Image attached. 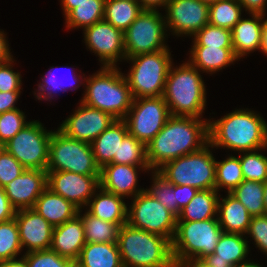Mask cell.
Returning a JSON list of instances; mask_svg holds the SVG:
<instances>
[{
	"mask_svg": "<svg viewBox=\"0 0 267 267\" xmlns=\"http://www.w3.org/2000/svg\"><path fill=\"white\" fill-rule=\"evenodd\" d=\"M247 235L252 237L256 247L267 255V214L251 218Z\"/></svg>",
	"mask_w": 267,
	"mask_h": 267,
	"instance_id": "obj_47",
	"label": "cell"
},
{
	"mask_svg": "<svg viewBox=\"0 0 267 267\" xmlns=\"http://www.w3.org/2000/svg\"><path fill=\"white\" fill-rule=\"evenodd\" d=\"M190 53L188 61L200 72L211 75L238 60L233 48L192 46Z\"/></svg>",
	"mask_w": 267,
	"mask_h": 267,
	"instance_id": "obj_28",
	"label": "cell"
},
{
	"mask_svg": "<svg viewBox=\"0 0 267 267\" xmlns=\"http://www.w3.org/2000/svg\"><path fill=\"white\" fill-rule=\"evenodd\" d=\"M143 10L139 1L106 0L103 19L124 32Z\"/></svg>",
	"mask_w": 267,
	"mask_h": 267,
	"instance_id": "obj_32",
	"label": "cell"
},
{
	"mask_svg": "<svg viewBox=\"0 0 267 267\" xmlns=\"http://www.w3.org/2000/svg\"><path fill=\"white\" fill-rule=\"evenodd\" d=\"M199 190L191 186L174 185V194L178 203V215Z\"/></svg>",
	"mask_w": 267,
	"mask_h": 267,
	"instance_id": "obj_48",
	"label": "cell"
},
{
	"mask_svg": "<svg viewBox=\"0 0 267 267\" xmlns=\"http://www.w3.org/2000/svg\"><path fill=\"white\" fill-rule=\"evenodd\" d=\"M144 10H157L165 8L170 0H138Z\"/></svg>",
	"mask_w": 267,
	"mask_h": 267,
	"instance_id": "obj_53",
	"label": "cell"
},
{
	"mask_svg": "<svg viewBox=\"0 0 267 267\" xmlns=\"http://www.w3.org/2000/svg\"><path fill=\"white\" fill-rule=\"evenodd\" d=\"M218 191L199 190L192 200L181 210L177 221H203L217 217ZM216 216V217H215Z\"/></svg>",
	"mask_w": 267,
	"mask_h": 267,
	"instance_id": "obj_30",
	"label": "cell"
},
{
	"mask_svg": "<svg viewBox=\"0 0 267 267\" xmlns=\"http://www.w3.org/2000/svg\"><path fill=\"white\" fill-rule=\"evenodd\" d=\"M59 68L60 67H58V66L57 67L52 66V67H50L48 74H45L44 77L43 76L41 77L42 82L41 81L39 82V84L37 85L38 89L34 92V95L38 100L50 101L54 98L53 96L56 95L60 91L67 92L68 89L69 90H77L81 84H83V86H84V83H82V81H85V78H83V76L86 77L85 74L82 75V77H81V75H78V74L76 75L75 73H77V72H75V68H71V71H73V72H72V74L68 73L69 77L68 78L66 77L67 79H64L62 76H61L62 78L60 77V79H59V78H57L58 76H56V74L54 73L55 69H59ZM61 68L60 69L63 70L65 67L62 66ZM65 80H66V82H65ZM79 81H81V82H79ZM67 82L69 84H66ZM74 84H76L75 87H73Z\"/></svg>",
	"mask_w": 267,
	"mask_h": 267,
	"instance_id": "obj_31",
	"label": "cell"
},
{
	"mask_svg": "<svg viewBox=\"0 0 267 267\" xmlns=\"http://www.w3.org/2000/svg\"><path fill=\"white\" fill-rule=\"evenodd\" d=\"M4 145L0 143V153L3 151Z\"/></svg>",
	"mask_w": 267,
	"mask_h": 267,
	"instance_id": "obj_62",
	"label": "cell"
},
{
	"mask_svg": "<svg viewBox=\"0 0 267 267\" xmlns=\"http://www.w3.org/2000/svg\"><path fill=\"white\" fill-rule=\"evenodd\" d=\"M117 245L123 266L127 267H176L172 242L155 233L120 226Z\"/></svg>",
	"mask_w": 267,
	"mask_h": 267,
	"instance_id": "obj_3",
	"label": "cell"
},
{
	"mask_svg": "<svg viewBox=\"0 0 267 267\" xmlns=\"http://www.w3.org/2000/svg\"><path fill=\"white\" fill-rule=\"evenodd\" d=\"M46 171H68L86 176H100L91 144L65 136L58 129L49 142Z\"/></svg>",
	"mask_w": 267,
	"mask_h": 267,
	"instance_id": "obj_9",
	"label": "cell"
},
{
	"mask_svg": "<svg viewBox=\"0 0 267 267\" xmlns=\"http://www.w3.org/2000/svg\"><path fill=\"white\" fill-rule=\"evenodd\" d=\"M24 254L23 257L28 267H70L74 262L51 249L25 252Z\"/></svg>",
	"mask_w": 267,
	"mask_h": 267,
	"instance_id": "obj_44",
	"label": "cell"
},
{
	"mask_svg": "<svg viewBox=\"0 0 267 267\" xmlns=\"http://www.w3.org/2000/svg\"><path fill=\"white\" fill-rule=\"evenodd\" d=\"M263 201H264V205H265V211H266V214H267V181L264 183Z\"/></svg>",
	"mask_w": 267,
	"mask_h": 267,
	"instance_id": "obj_59",
	"label": "cell"
},
{
	"mask_svg": "<svg viewBox=\"0 0 267 267\" xmlns=\"http://www.w3.org/2000/svg\"><path fill=\"white\" fill-rule=\"evenodd\" d=\"M201 1L203 3H206V4L210 5V4L214 3V2H216L217 0H201Z\"/></svg>",
	"mask_w": 267,
	"mask_h": 267,
	"instance_id": "obj_60",
	"label": "cell"
},
{
	"mask_svg": "<svg viewBox=\"0 0 267 267\" xmlns=\"http://www.w3.org/2000/svg\"><path fill=\"white\" fill-rule=\"evenodd\" d=\"M231 194L245 206L252 217L266 215L263 182L243 180Z\"/></svg>",
	"mask_w": 267,
	"mask_h": 267,
	"instance_id": "obj_35",
	"label": "cell"
},
{
	"mask_svg": "<svg viewBox=\"0 0 267 267\" xmlns=\"http://www.w3.org/2000/svg\"><path fill=\"white\" fill-rule=\"evenodd\" d=\"M82 211L83 209H80L77 215L82 220L86 242L117 243L120 228L117 224L99 219L87 210L82 214Z\"/></svg>",
	"mask_w": 267,
	"mask_h": 267,
	"instance_id": "obj_33",
	"label": "cell"
},
{
	"mask_svg": "<svg viewBox=\"0 0 267 267\" xmlns=\"http://www.w3.org/2000/svg\"><path fill=\"white\" fill-rule=\"evenodd\" d=\"M52 130L33 120L27 123L4 148L14 156L25 169L46 170L48 164L49 142Z\"/></svg>",
	"mask_w": 267,
	"mask_h": 267,
	"instance_id": "obj_11",
	"label": "cell"
},
{
	"mask_svg": "<svg viewBox=\"0 0 267 267\" xmlns=\"http://www.w3.org/2000/svg\"><path fill=\"white\" fill-rule=\"evenodd\" d=\"M239 233L223 232L215 252L203 257L199 263L204 267H233L245 263L249 254L248 237Z\"/></svg>",
	"mask_w": 267,
	"mask_h": 267,
	"instance_id": "obj_21",
	"label": "cell"
},
{
	"mask_svg": "<svg viewBox=\"0 0 267 267\" xmlns=\"http://www.w3.org/2000/svg\"><path fill=\"white\" fill-rule=\"evenodd\" d=\"M208 143L201 150L165 163L157 171L171 184L215 189L216 160Z\"/></svg>",
	"mask_w": 267,
	"mask_h": 267,
	"instance_id": "obj_8",
	"label": "cell"
},
{
	"mask_svg": "<svg viewBox=\"0 0 267 267\" xmlns=\"http://www.w3.org/2000/svg\"><path fill=\"white\" fill-rule=\"evenodd\" d=\"M172 63L163 98L173 116L202 118L206 106V87L200 71L189 61L180 66Z\"/></svg>",
	"mask_w": 267,
	"mask_h": 267,
	"instance_id": "obj_4",
	"label": "cell"
},
{
	"mask_svg": "<svg viewBox=\"0 0 267 267\" xmlns=\"http://www.w3.org/2000/svg\"><path fill=\"white\" fill-rule=\"evenodd\" d=\"M208 121L171 115L164 127L146 145V159L151 171L206 146L209 143Z\"/></svg>",
	"mask_w": 267,
	"mask_h": 267,
	"instance_id": "obj_1",
	"label": "cell"
},
{
	"mask_svg": "<svg viewBox=\"0 0 267 267\" xmlns=\"http://www.w3.org/2000/svg\"><path fill=\"white\" fill-rule=\"evenodd\" d=\"M127 134L128 129L125 121L123 119H116L92 141L93 154L100 168L110 163L114 157H118L119 146Z\"/></svg>",
	"mask_w": 267,
	"mask_h": 267,
	"instance_id": "obj_27",
	"label": "cell"
},
{
	"mask_svg": "<svg viewBox=\"0 0 267 267\" xmlns=\"http://www.w3.org/2000/svg\"><path fill=\"white\" fill-rule=\"evenodd\" d=\"M6 35L7 34H5L3 30H0V61H2L3 63L14 59L12 53L10 52V47L8 40L6 39Z\"/></svg>",
	"mask_w": 267,
	"mask_h": 267,
	"instance_id": "obj_52",
	"label": "cell"
},
{
	"mask_svg": "<svg viewBox=\"0 0 267 267\" xmlns=\"http://www.w3.org/2000/svg\"><path fill=\"white\" fill-rule=\"evenodd\" d=\"M220 195L218 200L217 218L225 233L246 235L252 216L245 206L231 193L225 198ZM221 201V202H220Z\"/></svg>",
	"mask_w": 267,
	"mask_h": 267,
	"instance_id": "obj_26",
	"label": "cell"
},
{
	"mask_svg": "<svg viewBox=\"0 0 267 267\" xmlns=\"http://www.w3.org/2000/svg\"><path fill=\"white\" fill-rule=\"evenodd\" d=\"M164 9L167 31L176 37H193L209 22V5L201 0H170Z\"/></svg>",
	"mask_w": 267,
	"mask_h": 267,
	"instance_id": "obj_15",
	"label": "cell"
},
{
	"mask_svg": "<svg viewBox=\"0 0 267 267\" xmlns=\"http://www.w3.org/2000/svg\"><path fill=\"white\" fill-rule=\"evenodd\" d=\"M151 172L153 173V184L149 189H144V191L178 217V203L174 194V185L157 170Z\"/></svg>",
	"mask_w": 267,
	"mask_h": 267,
	"instance_id": "obj_41",
	"label": "cell"
},
{
	"mask_svg": "<svg viewBox=\"0 0 267 267\" xmlns=\"http://www.w3.org/2000/svg\"><path fill=\"white\" fill-rule=\"evenodd\" d=\"M47 187L84 209L100 188V176H86L68 171H47ZM83 207V208H82Z\"/></svg>",
	"mask_w": 267,
	"mask_h": 267,
	"instance_id": "obj_17",
	"label": "cell"
},
{
	"mask_svg": "<svg viewBox=\"0 0 267 267\" xmlns=\"http://www.w3.org/2000/svg\"><path fill=\"white\" fill-rule=\"evenodd\" d=\"M125 60L132 64L124 77L134 99L163 96L168 71L173 63L168 48Z\"/></svg>",
	"mask_w": 267,
	"mask_h": 267,
	"instance_id": "obj_7",
	"label": "cell"
},
{
	"mask_svg": "<svg viewBox=\"0 0 267 267\" xmlns=\"http://www.w3.org/2000/svg\"><path fill=\"white\" fill-rule=\"evenodd\" d=\"M70 267H81L76 261H74Z\"/></svg>",
	"mask_w": 267,
	"mask_h": 267,
	"instance_id": "obj_61",
	"label": "cell"
},
{
	"mask_svg": "<svg viewBox=\"0 0 267 267\" xmlns=\"http://www.w3.org/2000/svg\"><path fill=\"white\" fill-rule=\"evenodd\" d=\"M76 262L81 267H123L117 243H88Z\"/></svg>",
	"mask_w": 267,
	"mask_h": 267,
	"instance_id": "obj_29",
	"label": "cell"
},
{
	"mask_svg": "<svg viewBox=\"0 0 267 267\" xmlns=\"http://www.w3.org/2000/svg\"><path fill=\"white\" fill-rule=\"evenodd\" d=\"M167 27L159 10H143L124 31L126 59L166 48Z\"/></svg>",
	"mask_w": 267,
	"mask_h": 267,
	"instance_id": "obj_10",
	"label": "cell"
},
{
	"mask_svg": "<svg viewBox=\"0 0 267 267\" xmlns=\"http://www.w3.org/2000/svg\"><path fill=\"white\" fill-rule=\"evenodd\" d=\"M244 11L238 0H217L209 5V24L232 30Z\"/></svg>",
	"mask_w": 267,
	"mask_h": 267,
	"instance_id": "obj_36",
	"label": "cell"
},
{
	"mask_svg": "<svg viewBox=\"0 0 267 267\" xmlns=\"http://www.w3.org/2000/svg\"><path fill=\"white\" fill-rule=\"evenodd\" d=\"M139 171H151L149 166H134L126 164H105L101 168L100 187L110 193L131 199L144 191L138 188Z\"/></svg>",
	"mask_w": 267,
	"mask_h": 267,
	"instance_id": "obj_20",
	"label": "cell"
},
{
	"mask_svg": "<svg viewBox=\"0 0 267 267\" xmlns=\"http://www.w3.org/2000/svg\"><path fill=\"white\" fill-rule=\"evenodd\" d=\"M244 180L239 157H227L223 161H216L215 190H227L231 193Z\"/></svg>",
	"mask_w": 267,
	"mask_h": 267,
	"instance_id": "obj_37",
	"label": "cell"
},
{
	"mask_svg": "<svg viewBox=\"0 0 267 267\" xmlns=\"http://www.w3.org/2000/svg\"><path fill=\"white\" fill-rule=\"evenodd\" d=\"M85 244L84 227L78 215L53 228L50 249L60 256L76 261Z\"/></svg>",
	"mask_w": 267,
	"mask_h": 267,
	"instance_id": "obj_22",
	"label": "cell"
},
{
	"mask_svg": "<svg viewBox=\"0 0 267 267\" xmlns=\"http://www.w3.org/2000/svg\"><path fill=\"white\" fill-rule=\"evenodd\" d=\"M119 67H104L85 78L86 87L80 100L85 105L124 119L132 106L133 96Z\"/></svg>",
	"mask_w": 267,
	"mask_h": 267,
	"instance_id": "obj_5",
	"label": "cell"
},
{
	"mask_svg": "<svg viewBox=\"0 0 267 267\" xmlns=\"http://www.w3.org/2000/svg\"><path fill=\"white\" fill-rule=\"evenodd\" d=\"M250 261L251 260H249L245 263H242V264L235 265L233 267H262V265H260L258 263L250 262Z\"/></svg>",
	"mask_w": 267,
	"mask_h": 267,
	"instance_id": "obj_58",
	"label": "cell"
},
{
	"mask_svg": "<svg viewBox=\"0 0 267 267\" xmlns=\"http://www.w3.org/2000/svg\"><path fill=\"white\" fill-rule=\"evenodd\" d=\"M46 187V170L26 169L4 189L11 206L17 211L33 208Z\"/></svg>",
	"mask_w": 267,
	"mask_h": 267,
	"instance_id": "obj_19",
	"label": "cell"
},
{
	"mask_svg": "<svg viewBox=\"0 0 267 267\" xmlns=\"http://www.w3.org/2000/svg\"><path fill=\"white\" fill-rule=\"evenodd\" d=\"M257 149L240 153L239 159L244 176V180L259 181L265 183L267 181V157Z\"/></svg>",
	"mask_w": 267,
	"mask_h": 267,
	"instance_id": "obj_40",
	"label": "cell"
},
{
	"mask_svg": "<svg viewBox=\"0 0 267 267\" xmlns=\"http://www.w3.org/2000/svg\"><path fill=\"white\" fill-rule=\"evenodd\" d=\"M111 164L149 166L146 159V146L131 134H127L118 149V157Z\"/></svg>",
	"mask_w": 267,
	"mask_h": 267,
	"instance_id": "obj_38",
	"label": "cell"
},
{
	"mask_svg": "<svg viewBox=\"0 0 267 267\" xmlns=\"http://www.w3.org/2000/svg\"><path fill=\"white\" fill-rule=\"evenodd\" d=\"M14 59L0 65V91L12 92L21 91L22 76L20 72L13 70Z\"/></svg>",
	"mask_w": 267,
	"mask_h": 267,
	"instance_id": "obj_46",
	"label": "cell"
},
{
	"mask_svg": "<svg viewBox=\"0 0 267 267\" xmlns=\"http://www.w3.org/2000/svg\"><path fill=\"white\" fill-rule=\"evenodd\" d=\"M264 55L267 56V18L265 19L263 15V31H262V46L261 50Z\"/></svg>",
	"mask_w": 267,
	"mask_h": 267,
	"instance_id": "obj_56",
	"label": "cell"
},
{
	"mask_svg": "<svg viewBox=\"0 0 267 267\" xmlns=\"http://www.w3.org/2000/svg\"><path fill=\"white\" fill-rule=\"evenodd\" d=\"M192 46L233 48L231 30L206 24L193 37Z\"/></svg>",
	"mask_w": 267,
	"mask_h": 267,
	"instance_id": "obj_42",
	"label": "cell"
},
{
	"mask_svg": "<svg viewBox=\"0 0 267 267\" xmlns=\"http://www.w3.org/2000/svg\"><path fill=\"white\" fill-rule=\"evenodd\" d=\"M14 218L22 249L25 247L26 252L50 249L54 227L43 216L29 208L17 210Z\"/></svg>",
	"mask_w": 267,
	"mask_h": 267,
	"instance_id": "obj_18",
	"label": "cell"
},
{
	"mask_svg": "<svg viewBox=\"0 0 267 267\" xmlns=\"http://www.w3.org/2000/svg\"><path fill=\"white\" fill-rule=\"evenodd\" d=\"M29 122L19 108L0 114V143L5 145Z\"/></svg>",
	"mask_w": 267,
	"mask_h": 267,
	"instance_id": "obj_43",
	"label": "cell"
},
{
	"mask_svg": "<svg viewBox=\"0 0 267 267\" xmlns=\"http://www.w3.org/2000/svg\"><path fill=\"white\" fill-rule=\"evenodd\" d=\"M86 47L99 57L104 67H117L126 59L124 32L104 19L83 30Z\"/></svg>",
	"mask_w": 267,
	"mask_h": 267,
	"instance_id": "obj_14",
	"label": "cell"
},
{
	"mask_svg": "<svg viewBox=\"0 0 267 267\" xmlns=\"http://www.w3.org/2000/svg\"><path fill=\"white\" fill-rule=\"evenodd\" d=\"M22 251L15 218L0 223V261L16 259Z\"/></svg>",
	"mask_w": 267,
	"mask_h": 267,
	"instance_id": "obj_39",
	"label": "cell"
},
{
	"mask_svg": "<svg viewBox=\"0 0 267 267\" xmlns=\"http://www.w3.org/2000/svg\"><path fill=\"white\" fill-rule=\"evenodd\" d=\"M21 95V91L1 92L0 91V114L18 109L15 104Z\"/></svg>",
	"mask_w": 267,
	"mask_h": 267,
	"instance_id": "obj_49",
	"label": "cell"
},
{
	"mask_svg": "<svg viewBox=\"0 0 267 267\" xmlns=\"http://www.w3.org/2000/svg\"><path fill=\"white\" fill-rule=\"evenodd\" d=\"M171 116L163 96L133 99L128 114L124 117L128 133L145 146L164 127Z\"/></svg>",
	"mask_w": 267,
	"mask_h": 267,
	"instance_id": "obj_13",
	"label": "cell"
},
{
	"mask_svg": "<svg viewBox=\"0 0 267 267\" xmlns=\"http://www.w3.org/2000/svg\"><path fill=\"white\" fill-rule=\"evenodd\" d=\"M87 0H61L62 10H63V15H67L72 9L75 7L79 6V4H82Z\"/></svg>",
	"mask_w": 267,
	"mask_h": 267,
	"instance_id": "obj_54",
	"label": "cell"
},
{
	"mask_svg": "<svg viewBox=\"0 0 267 267\" xmlns=\"http://www.w3.org/2000/svg\"><path fill=\"white\" fill-rule=\"evenodd\" d=\"M16 210L11 206L5 189L0 186V223L12 220Z\"/></svg>",
	"mask_w": 267,
	"mask_h": 267,
	"instance_id": "obj_50",
	"label": "cell"
},
{
	"mask_svg": "<svg viewBox=\"0 0 267 267\" xmlns=\"http://www.w3.org/2000/svg\"><path fill=\"white\" fill-rule=\"evenodd\" d=\"M0 267H28L25 258L22 256L20 259H11L0 261Z\"/></svg>",
	"mask_w": 267,
	"mask_h": 267,
	"instance_id": "obj_55",
	"label": "cell"
},
{
	"mask_svg": "<svg viewBox=\"0 0 267 267\" xmlns=\"http://www.w3.org/2000/svg\"><path fill=\"white\" fill-rule=\"evenodd\" d=\"M243 10L249 14H260L266 16L267 0H238Z\"/></svg>",
	"mask_w": 267,
	"mask_h": 267,
	"instance_id": "obj_51",
	"label": "cell"
},
{
	"mask_svg": "<svg viewBox=\"0 0 267 267\" xmlns=\"http://www.w3.org/2000/svg\"><path fill=\"white\" fill-rule=\"evenodd\" d=\"M251 18H240L231 30L232 46L235 57L240 58L261 50L263 15L249 14Z\"/></svg>",
	"mask_w": 267,
	"mask_h": 267,
	"instance_id": "obj_23",
	"label": "cell"
},
{
	"mask_svg": "<svg viewBox=\"0 0 267 267\" xmlns=\"http://www.w3.org/2000/svg\"><path fill=\"white\" fill-rule=\"evenodd\" d=\"M176 267H204V266L196 261H188L182 264H178Z\"/></svg>",
	"mask_w": 267,
	"mask_h": 267,
	"instance_id": "obj_57",
	"label": "cell"
},
{
	"mask_svg": "<svg viewBox=\"0 0 267 267\" xmlns=\"http://www.w3.org/2000/svg\"><path fill=\"white\" fill-rule=\"evenodd\" d=\"M26 169L5 148L0 153V186L4 188Z\"/></svg>",
	"mask_w": 267,
	"mask_h": 267,
	"instance_id": "obj_45",
	"label": "cell"
},
{
	"mask_svg": "<svg viewBox=\"0 0 267 267\" xmlns=\"http://www.w3.org/2000/svg\"><path fill=\"white\" fill-rule=\"evenodd\" d=\"M72 115L57 128L65 136L91 144L116 120L109 113L85 105L81 101Z\"/></svg>",
	"mask_w": 267,
	"mask_h": 267,
	"instance_id": "obj_16",
	"label": "cell"
},
{
	"mask_svg": "<svg viewBox=\"0 0 267 267\" xmlns=\"http://www.w3.org/2000/svg\"><path fill=\"white\" fill-rule=\"evenodd\" d=\"M127 206L124 197L107 192L100 187L89 200L86 209L91 215L120 227L127 223Z\"/></svg>",
	"mask_w": 267,
	"mask_h": 267,
	"instance_id": "obj_24",
	"label": "cell"
},
{
	"mask_svg": "<svg viewBox=\"0 0 267 267\" xmlns=\"http://www.w3.org/2000/svg\"><path fill=\"white\" fill-rule=\"evenodd\" d=\"M127 209V223L134 228L159 234L171 242L177 217L145 191L135 196Z\"/></svg>",
	"mask_w": 267,
	"mask_h": 267,
	"instance_id": "obj_12",
	"label": "cell"
},
{
	"mask_svg": "<svg viewBox=\"0 0 267 267\" xmlns=\"http://www.w3.org/2000/svg\"><path fill=\"white\" fill-rule=\"evenodd\" d=\"M224 231L218 218L203 221H177L172 240V254L175 265L188 261L199 262L213 254Z\"/></svg>",
	"mask_w": 267,
	"mask_h": 267,
	"instance_id": "obj_6",
	"label": "cell"
},
{
	"mask_svg": "<svg viewBox=\"0 0 267 267\" xmlns=\"http://www.w3.org/2000/svg\"><path fill=\"white\" fill-rule=\"evenodd\" d=\"M106 0H87L72 9L65 17L67 29L83 30L104 18Z\"/></svg>",
	"mask_w": 267,
	"mask_h": 267,
	"instance_id": "obj_34",
	"label": "cell"
},
{
	"mask_svg": "<svg viewBox=\"0 0 267 267\" xmlns=\"http://www.w3.org/2000/svg\"><path fill=\"white\" fill-rule=\"evenodd\" d=\"M210 148H226L239 153L267 149V123L251 109H236L217 120L208 121Z\"/></svg>",
	"mask_w": 267,
	"mask_h": 267,
	"instance_id": "obj_2",
	"label": "cell"
},
{
	"mask_svg": "<svg viewBox=\"0 0 267 267\" xmlns=\"http://www.w3.org/2000/svg\"><path fill=\"white\" fill-rule=\"evenodd\" d=\"M32 209L43 216L53 227L73 219L79 211L71 202L48 187L44 189Z\"/></svg>",
	"mask_w": 267,
	"mask_h": 267,
	"instance_id": "obj_25",
	"label": "cell"
}]
</instances>
